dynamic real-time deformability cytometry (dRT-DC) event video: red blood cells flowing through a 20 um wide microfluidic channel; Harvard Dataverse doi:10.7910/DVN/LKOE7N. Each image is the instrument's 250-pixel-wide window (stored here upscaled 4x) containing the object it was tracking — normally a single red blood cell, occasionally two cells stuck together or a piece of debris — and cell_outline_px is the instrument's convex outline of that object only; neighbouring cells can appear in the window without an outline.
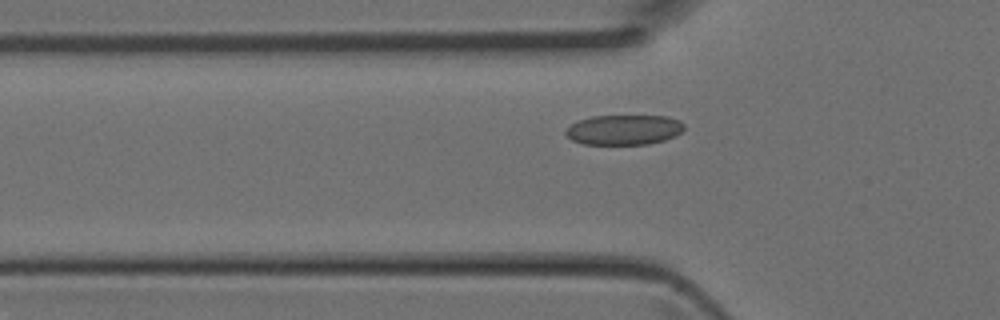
{"species": "Egyptian fruit bat (a non-hibernating species)", "species_latin": "Rousettus aegyptiacus", "temperature_condition": "room temperature", "stored_images_in_passage": 29, "camera_frame_rate_fps": 3000, "um_per_image_px": 0.085, "animal": {"sex": "female"}, "frame": {"image": 1, "passage_image": 5, "time_ms": 1.333, "image_size_px": [1000, 320], "cell_outline_px": [[684, 128], [676, 136], [664, 140], [648, 144], [584, 144], [572, 140], [564, 132], [572, 124], [580, 120], [592, 116], [668, 116], [680, 120], [684, 124]], "centroid_in_image_um": [53.07, 11.03], "position_along_channel_um": 72.7, "area_um2": 20.63}}
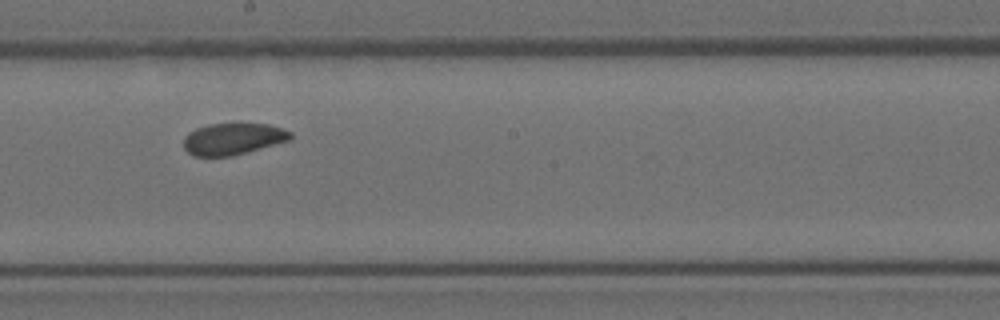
{"frame": {"image": 2, "passage_image": 15, "time_ms": 4.667, "image_size_px": [1000, 320], "cell_outline_px": [[292, 140], [232, 156], [192, 156], [184, 148], [184, 136], [188, 132], [196, 128], [208, 124], [236, 120], [240, 120], [268, 124], [292, 132]], "centroid_in_image_um": [19.82, 11.75], "position_along_channel_um": 228.4, "area_um2": 20.69}}
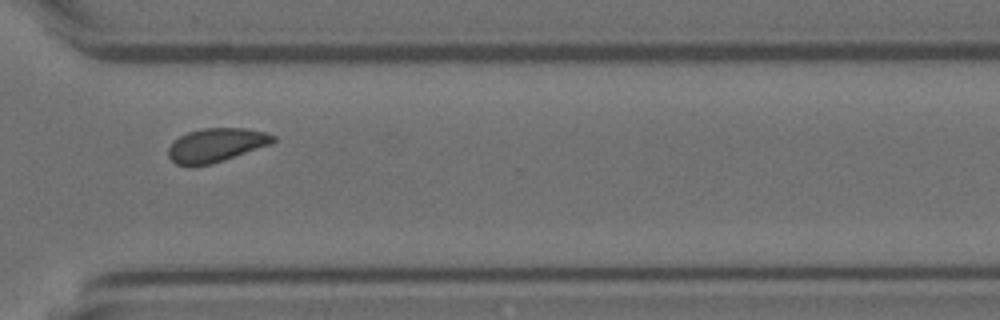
{"frame": {"image": 3, "passage_image": 23, "time_ms": 7.333, "image_size_px": [1000, 320], "cell_outline_px": [[276, 140], [272, 144], [212, 164], [176, 164], [168, 156], [168, 148], [172, 140], [188, 132], [204, 128], [244, 128], [264, 132], [276, 136]], "centroid_in_image_um": [18.39, 12.31], "position_along_channel_um": 352.2, "area_um2": 20.46}}